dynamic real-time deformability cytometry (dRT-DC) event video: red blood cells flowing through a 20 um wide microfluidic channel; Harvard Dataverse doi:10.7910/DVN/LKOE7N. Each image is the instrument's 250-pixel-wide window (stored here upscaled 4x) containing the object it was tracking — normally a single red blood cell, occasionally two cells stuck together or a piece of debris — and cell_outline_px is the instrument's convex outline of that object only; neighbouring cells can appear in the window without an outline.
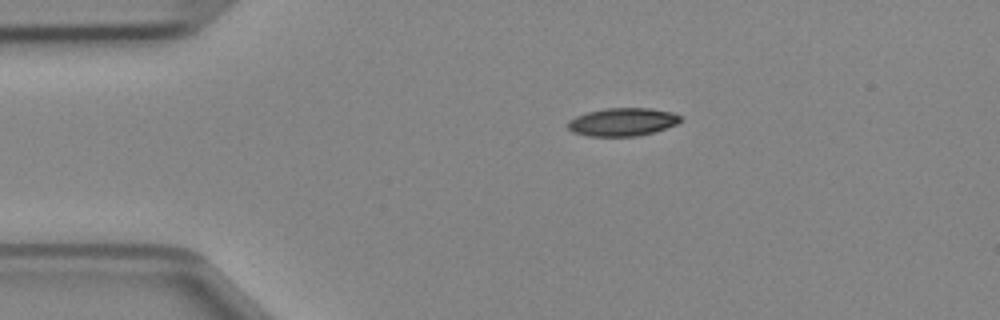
{"species": "Egyptian fruit bat (a non-hibernating species)", "species_latin": "Rousettus aegyptiacus", "temperature_condition": "cold", "stored_images_in_passage": 39, "camera_frame_rate_fps": 3000, "um_per_image_px": 0.085, "animal": {"sex": "female"}, "frame": {"image": 1, "passage_image": 1, "time_ms": 0.0, "image_size_px": [1000, 320], "cell_outline_px": [[680, 120], [676, 124], [652, 132], [636, 136], [588, 136], [572, 132], [564, 124], [568, 120], [576, 116], [588, 112], [604, 108], [652, 108], [672, 112], [680, 116]], "centroid_in_image_um": [52.84, 10.36], "position_along_channel_um": 32.2, "area_um2": 18.38}}
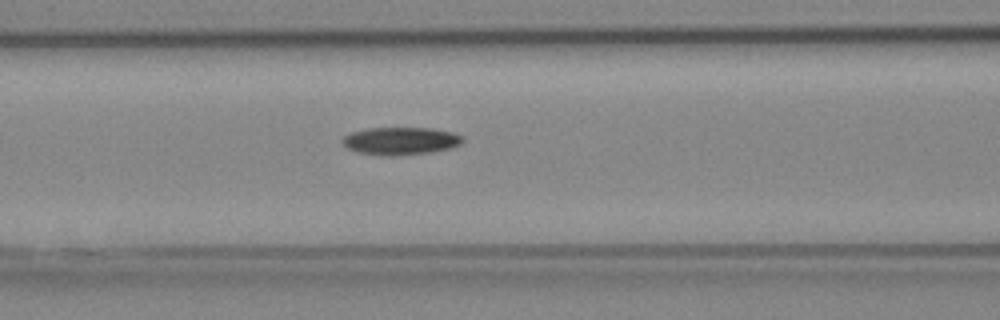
{"frame": {"image": 2, "passage_image": 11, "time_ms": 3.333, "image_size_px": [1000, 320], "cell_outline_px": [[464, 140], [460, 144], [452, 148], [432, 152], [388, 156], [360, 152], [348, 148], [340, 140], [344, 136], [352, 132], [368, 128], [428, 128], [452, 132], [464, 136]], "centroid_in_image_um": [34.08, 11.97], "position_along_channel_um": 132.5, "area_um2": 19.25}}
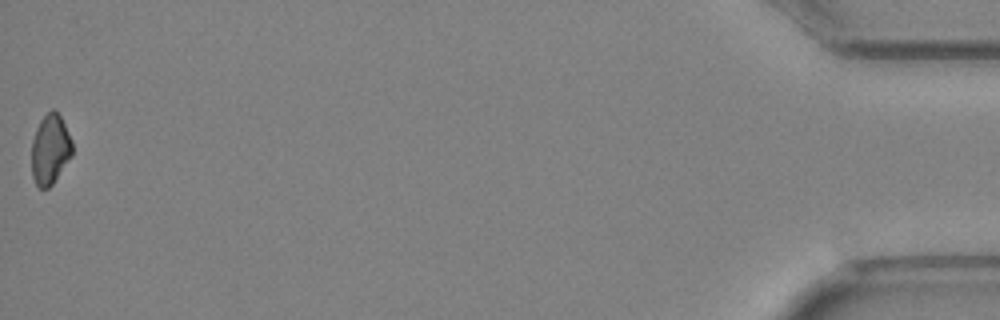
{"frame": {"image": 3, "passage_image": 39, "time_ms": 12.667, "image_size_px": [1000, 320], "cell_outline_px": [[72, 156], [52, 184], [48, 188], [40, 188], [36, 184], [32, 176], [32, 140], [36, 128], [40, 120], [52, 108], [60, 116], [72, 140]], "centroid_in_image_um": [4.26, 12.7], "position_along_channel_um": 430.9, "area_um2": 16.47}}